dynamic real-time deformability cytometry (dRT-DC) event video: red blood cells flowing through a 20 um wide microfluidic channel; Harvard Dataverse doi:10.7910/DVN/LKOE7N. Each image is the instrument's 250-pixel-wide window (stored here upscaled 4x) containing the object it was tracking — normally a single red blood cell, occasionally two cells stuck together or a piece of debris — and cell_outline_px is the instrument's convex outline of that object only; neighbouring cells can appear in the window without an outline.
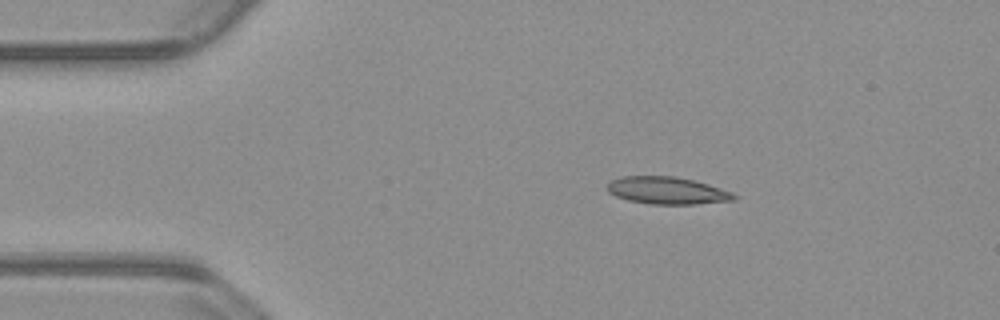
{"species": "common noctule bat (a hibernating species)", "species_latin": "Nyctalus noctula", "temperature_condition": "warm", "stored_images_in_passage": 45, "camera_frame_rate_fps": 3000, "um_per_image_px": 0.085, "animal": {"sex": "male", "body_mass_g": 23.1, "forearm_length_mm": 52.7}, "frame": {"image": 1, "passage_image": 1, "time_ms": 0.0, "image_size_px": [1000, 320], "cell_outline_px": [[740, 196], [736, 200], [696, 204], [652, 204], [628, 200], [616, 196], [608, 192], [608, 184], [612, 180], [620, 176], [676, 176], [708, 184], [732, 192]], "centroid_in_image_um": [56.74, 16.2], "position_along_channel_um": 28.3, "area_um2": 20.17}}
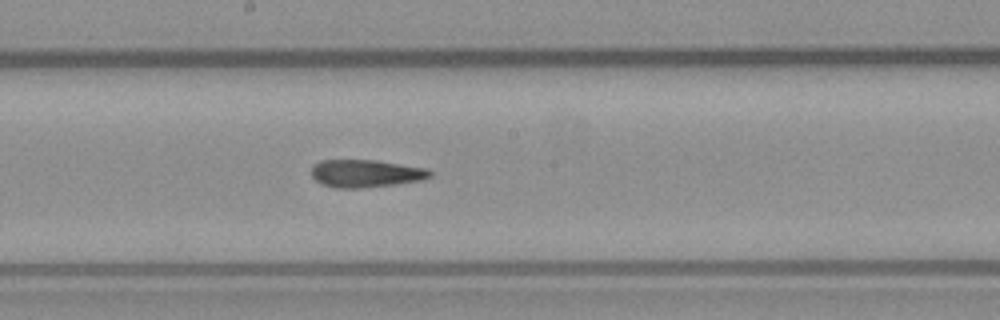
{"frame": {"image": 2, "passage_image": 20, "time_ms": 6.333, "image_size_px": [1000, 320], "cell_outline_px": [[432, 176], [420, 180], [396, 184], [360, 188], [336, 188], [324, 184], [316, 180], [312, 176], [312, 164], [320, 160], [376, 160], [428, 168], [432, 172]], "centroid_in_image_um": [31.1, 14.73], "position_along_channel_um": 217.1, "area_um2": 19.13}}
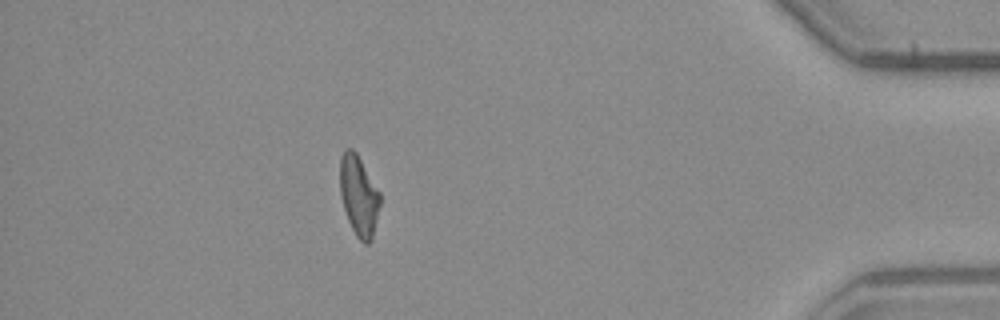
{"frame": {"image": 3, "passage_image": 39, "time_ms": 12.667, "image_size_px": [1000, 320], "cell_outline_px": [[380, 204], [372, 240], [368, 244], [364, 244], [356, 236], [348, 220], [340, 196], [340, 156], [344, 148], [352, 148], [356, 152], [380, 192]], "centroid_in_image_um": [30.49, 16.62], "position_along_channel_um": 404.7, "area_um2": 18.84}, "authors_computed_cell_mechanics": {"area_um2": 19.5364, "velocity_mm_per_s": 3.8136, "shape_relaxation_time_tau1_ms": null, "shape_relaxation_time_tau2_ms": 4.9289, "deformation_change_tau1": null, "deformation_change_tau2": 0.1354}}